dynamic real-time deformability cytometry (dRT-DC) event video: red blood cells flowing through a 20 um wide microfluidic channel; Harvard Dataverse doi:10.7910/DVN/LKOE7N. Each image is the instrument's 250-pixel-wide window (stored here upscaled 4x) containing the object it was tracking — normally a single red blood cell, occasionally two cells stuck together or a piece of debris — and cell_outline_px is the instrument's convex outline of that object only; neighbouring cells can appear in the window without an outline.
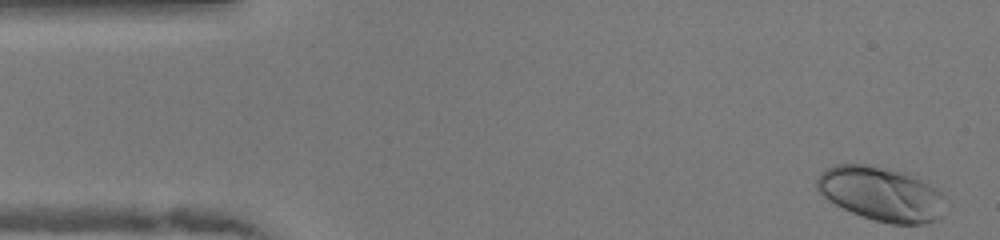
{"species": "human", "species_latin": "Homo sapiens", "temperature_condition": "warm", "stored_images_in_passage": 48, "camera_frame_rate_fps": 3000, "um_per_image_px": 0.085, "donor": {"sex": "female"}, "frame": {"image": 1, "passage_image": 1, "time_ms": 0.0, "image_size_px": [1000, 240], "cell_outline_px": [[944, 216], [940, 220], [924, 224], [892, 224], [876, 220], [852, 212], [828, 200], [816, 188], [816, 180], [828, 168], [836, 164], [864, 164], [912, 176], [936, 188], [944, 196]], "centroid_in_image_um": [74.94, 16.52], "position_along_channel_um": 10.1, "area_um2": 39.94}}
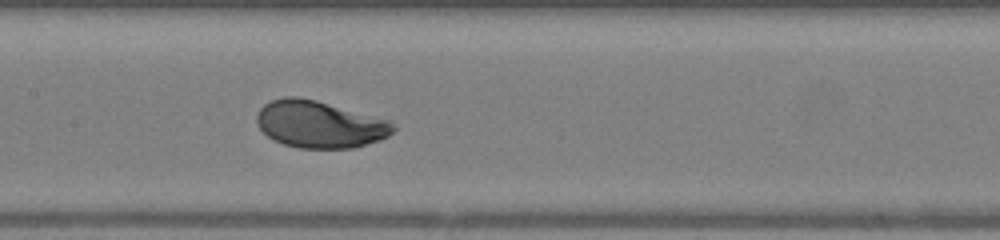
{"frame": {"image": 2, "passage_image": 22, "time_ms": 7.0, "image_size_px": [1000, 240], "cell_outline_px": [[396, 128], [388, 136], [380, 140], [352, 148], [300, 148], [284, 144], [268, 136], [260, 128], [256, 120], [256, 116], [260, 108], [264, 104], [272, 100], [284, 96], [296, 96], [316, 100], [392, 120]], "centroid_in_image_um": [27.2, 10.55], "position_along_channel_um": 180.2, "area_um2": 37.45}}
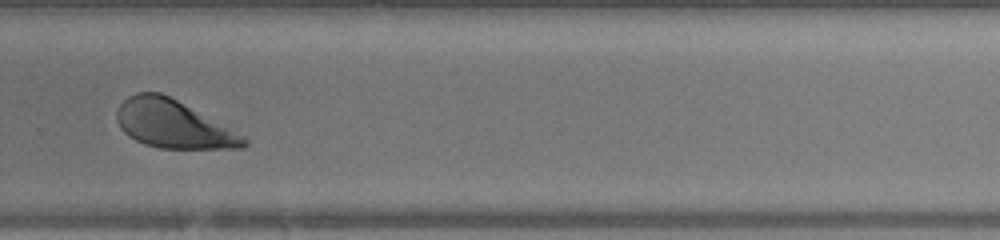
{"frame": {"image": 3, "passage_image": 32, "time_ms": 10.333, "image_size_px": [1000, 240], "cell_outline_px": [[248, 144], [244, 148], [160, 148], [144, 144], [128, 136], [120, 128], [116, 120], [116, 112], [120, 104], [128, 96], [136, 92], [160, 92], [176, 100], [244, 136], [248, 140]], "centroid_in_image_um": [14.67, 10.56], "position_along_channel_um": 315.1, "area_um2": 34.97}, "authors_computed_cell_mechanics": {"area_um2": 37.5411, "velocity_mm_per_s": 4.0552, "shape_relaxation_time_tau1_ms": 2.3941, "shape_relaxation_time_tau2_ms": null, "deformation_change_tau1": 0.1501, "deformation_change_tau2": null}}